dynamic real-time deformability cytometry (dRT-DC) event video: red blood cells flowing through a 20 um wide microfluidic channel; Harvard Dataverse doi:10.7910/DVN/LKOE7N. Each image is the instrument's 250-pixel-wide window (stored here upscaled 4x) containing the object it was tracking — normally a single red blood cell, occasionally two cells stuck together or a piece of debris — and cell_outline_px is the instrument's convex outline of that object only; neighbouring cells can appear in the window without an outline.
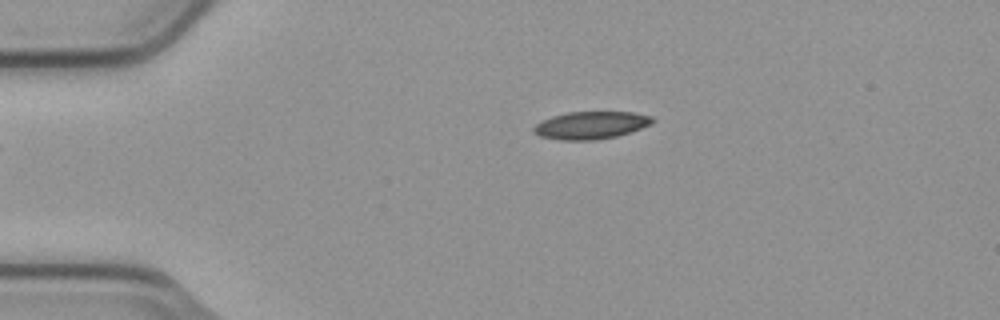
{"species": "common noctule bat (a hibernating species)", "species_latin": "Nyctalus noctula", "temperature_condition": "cold", "stored_images_in_passage": 38, "camera_frame_rate_fps": 3000, "um_per_image_px": 0.085, "animal": {"sex": "male", "body_mass_g": 23.1, "forearm_length_mm": 52.7}, "frame": {"image": 1, "passage_image": 1, "time_ms": 0.0, "image_size_px": [1000, 320], "cell_outline_px": [[656, 120], [652, 124], [616, 136], [592, 140], [560, 140], [540, 136], [532, 132], [532, 128], [540, 120], [552, 116], [568, 112], [632, 112], [652, 116]], "centroid_in_image_um": [50.19, 10.64], "position_along_channel_um": 34.8, "area_um2": 19.07}}
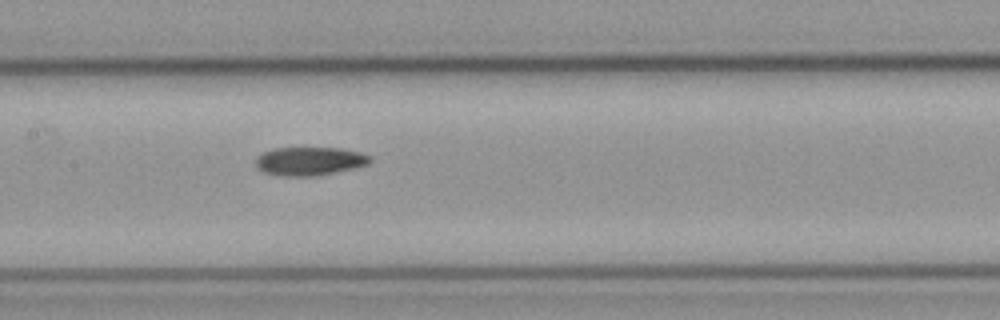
{"frame": {"image": 2, "passage_image": 16, "time_ms": 5.0, "image_size_px": [1000, 320], "cell_outline_px": [[372, 160], [368, 164], [356, 168], [316, 176], [284, 176], [264, 172], [256, 164], [256, 156], [264, 152], [276, 148], [340, 148], [360, 152], [372, 156]], "centroid_in_image_um": [26.37, 13.7], "position_along_channel_um": 181.0, "area_um2": 18.96}}
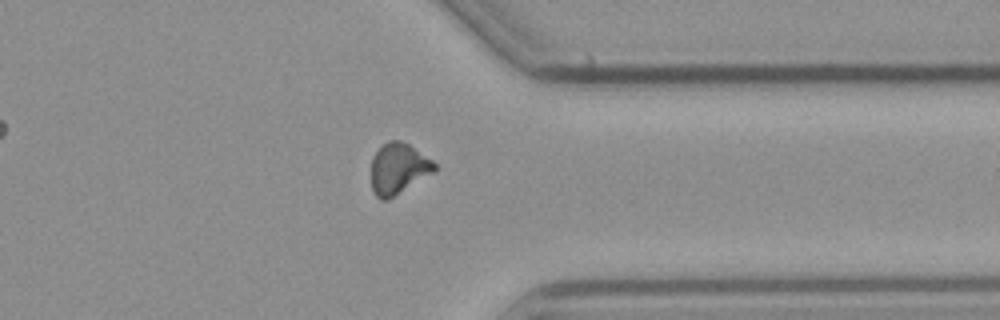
{"frame": {"image": 3, "passage_image": 32, "time_ms": 10.333, "image_size_px": [1000, 320], "cell_outline_px": [[436, 172], [388, 200], [380, 200], [376, 196], [372, 188], [372, 156], [388, 140], [400, 140], [408, 144], [432, 160], [436, 164]], "centroid_in_image_um": [33.88, 14.35], "position_along_channel_um": 377.5, "area_um2": 18.84}, "authors_computed_cell_mechanics": {"area_um2": 18.9295, "velocity_mm_per_s": 3.7837, "shape_relaxation_time_tau1_ms": null, "shape_relaxation_time_tau2_ms": 9.4877, "deformation_change_tau1": null, "deformation_change_tau2": 0.1707}}